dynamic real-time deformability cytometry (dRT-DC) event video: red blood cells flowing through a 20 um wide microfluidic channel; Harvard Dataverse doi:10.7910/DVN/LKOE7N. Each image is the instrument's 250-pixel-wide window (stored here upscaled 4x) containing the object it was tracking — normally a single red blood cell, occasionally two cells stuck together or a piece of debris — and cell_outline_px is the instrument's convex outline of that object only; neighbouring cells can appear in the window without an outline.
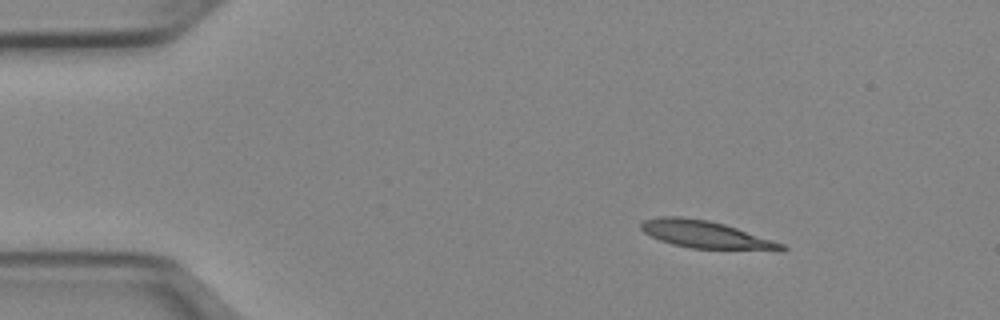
{"species": "Egyptian fruit bat (a non-hibernating species)", "species_latin": "Rousettus aegyptiacus", "temperature_condition": "cold", "stored_images_in_passage": 45, "camera_frame_rate_fps": 3000, "um_per_image_px": 0.085, "animal": {"sex": "female"}, "frame": {"image": 1, "passage_image": 1, "time_ms": 0.0, "image_size_px": [1000, 320], "cell_outline_px": [[788, 248], [780, 252], [692, 248], [672, 244], [660, 240], [644, 232], [640, 228], [640, 224], [644, 220], [660, 216], [680, 216], [708, 220], [724, 224], [784, 244]], "centroid_in_image_um": [60.05, 19.96], "position_along_channel_um": 25.0, "area_um2": 22.72}}
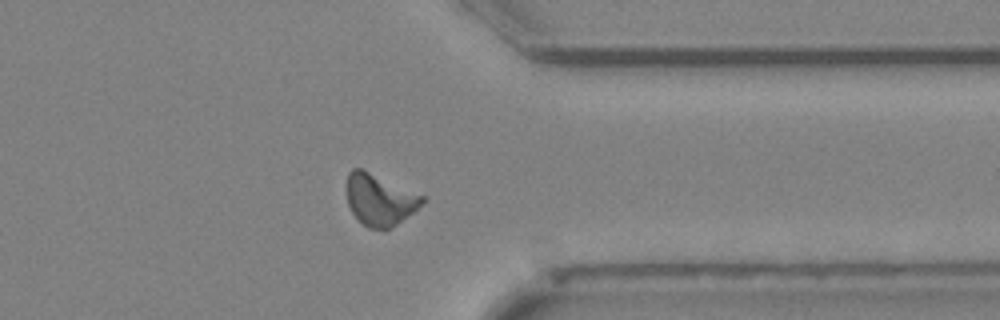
{"frame": {"image": 2, "passage_image": 34, "time_ms": 11.0, "image_size_px": [1000, 320], "cell_outline_px": [[424, 200], [412, 212], [396, 224], [388, 228], [368, 228], [352, 212], [348, 204], [348, 172], [352, 168], [360, 168], [424, 196]], "centroid_in_image_um": [32.25, 16.96], "position_along_channel_um": 379.2, "area_um2": 21.73}}
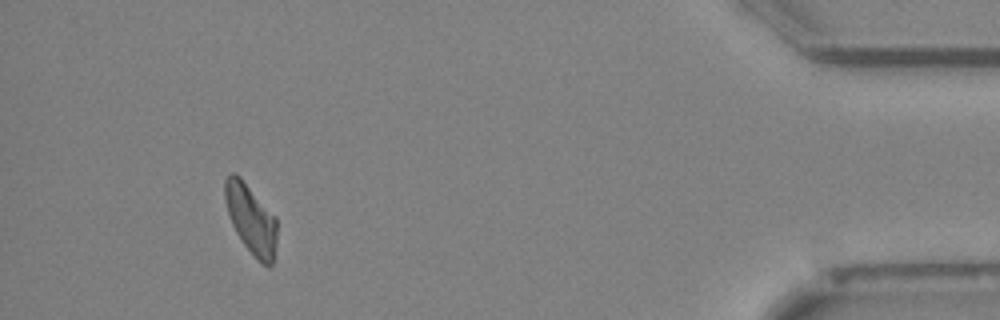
{"frame": {"image": 3, "passage_image": 41, "time_ms": 13.333, "image_size_px": [1000, 320], "cell_outline_px": [[276, 244], [272, 264], [268, 268], [244, 244], [236, 232], [232, 224], [224, 200], [224, 180], [228, 172], [236, 172], [240, 176], [276, 216]], "centroid_in_image_um": [21.31, 18.54], "position_along_channel_um": 413.9, "area_um2": 20.98}, "authors_computed_cell_mechanics": {"area_um2": 22.3108, "velocity_mm_per_s": 3.9287, "shape_relaxation_time_tau1_ms": null, "shape_relaxation_time_tau2_ms": 4.9331, "deformation_change_tau1": null, "deformation_change_tau2": 0.1342}}